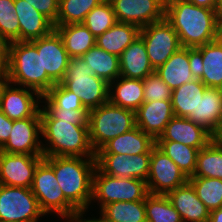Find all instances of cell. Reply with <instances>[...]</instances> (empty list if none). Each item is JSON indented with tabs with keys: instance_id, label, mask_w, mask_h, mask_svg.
<instances>
[{
	"instance_id": "obj_2",
	"label": "cell",
	"mask_w": 222,
	"mask_h": 222,
	"mask_svg": "<svg viewBox=\"0 0 222 222\" xmlns=\"http://www.w3.org/2000/svg\"><path fill=\"white\" fill-rule=\"evenodd\" d=\"M53 168L65 198L79 211L89 209L92 199V178L96 157H44Z\"/></svg>"
},
{
	"instance_id": "obj_6",
	"label": "cell",
	"mask_w": 222,
	"mask_h": 222,
	"mask_svg": "<svg viewBox=\"0 0 222 222\" xmlns=\"http://www.w3.org/2000/svg\"><path fill=\"white\" fill-rule=\"evenodd\" d=\"M60 84L77 95L87 111L108 102L109 84L95 76L81 57L70 58Z\"/></svg>"
},
{
	"instance_id": "obj_49",
	"label": "cell",
	"mask_w": 222,
	"mask_h": 222,
	"mask_svg": "<svg viewBox=\"0 0 222 222\" xmlns=\"http://www.w3.org/2000/svg\"><path fill=\"white\" fill-rule=\"evenodd\" d=\"M208 222H222V207L210 211Z\"/></svg>"
},
{
	"instance_id": "obj_10",
	"label": "cell",
	"mask_w": 222,
	"mask_h": 222,
	"mask_svg": "<svg viewBox=\"0 0 222 222\" xmlns=\"http://www.w3.org/2000/svg\"><path fill=\"white\" fill-rule=\"evenodd\" d=\"M149 61L154 70L162 66L182 45L173 27L165 20L140 28Z\"/></svg>"
},
{
	"instance_id": "obj_22",
	"label": "cell",
	"mask_w": 222,
	"mask_h": 222,
	"mask_svg": "<svg viewBox=\"0 0 222 222\" xmlns=\"http://www.w3.org/2000/svg\"><path fill=\"white\" fill-rule=\"evenodd\" d=\"M119 61L120 76L125 78L143 80L155 72L140 35L122 52Z\"/></svg>"
},
{
	"instance_id": "obj_29",
	"label": "cell",
	"mask_w": 222,
	"mask_h": 222,
	"mask_svg": "<svg viewBox=\"0 0 222 222\" xmlns=\"http://www.w3.org/2000/svg\"><path fill=\"white\" fill-rule=\"evenodd\" d=\"M70 58L81 57L96 45V37L82 24L54 26Z\"/></svg>"
},
{
	"instance_id": "obj_1",
	"label": "cell",
	"mask_w": 222,
	"mask_h": 222,
	"mask_svg": "<svg viewBox=\"0 0 222 222\" xmlns=\"http://www.w3.org/2000/svg\"><path fill=\"white\" fill-rule=\"evenodd\" d=\"M164 18L178 34L182 47L197 48L222 36L216 10L186 0H167Z\"/></svg>"
},
{
	"instance_id": "obj_8",
	"label": "cell",
	"mask_w": 222,
	"mask_h": 222,
	"mask_svg": "<svg viewBox=\"0 0 222 222\" xmlns=\"http://www.w3.org/2000/svg\"><path fill=\"white\" fill-rule=\"evenodd\" d=\"M148 194L144 180L109 176L97 166L93 172L91 203L97 201L100 210L109 203L141 201Z\"/></svg>"
},
{
	"instance_id": "obj_19",
	"label": "cell",
	"mask_w": 222,
	"mask_h": 222,
	"mask_svg": "<svg viewBox=\"0 0 222 222\" xmlns=\"http://www.w3.org/2000/svg\"><path fill=\"white\" fill-rule=\"evenodd\" d=\"M172 101L144 102L136 111V126L157 140L174 117Z\"/></svg>"
},
{
	"instance_id": "obj_20",
	"label": "cell",
	"mask_w": 222,
	"mask_h": 222,
	"mask_svg": "<svg viewBox=\"0 0 222 222\" xmlns=\"http://www.w3.org/2000/svg\"><path fill=\"white\" fill-rule=\"evenodd\" d=\"M183 222H208L210 210L197 197L193 186L187 182L166 194Z\"/></svg>"
},
{
	"instance_id": "obj_16",
	"label": "cell",
	"mask_w": 222,
	"mask_h": 222,
	"mask_svg": "<svg viewBox=\"0 0 222 222\" xmlns=\"http://www.w3.org/2000/svg\"><path fill=\"white\" fill-rule=\"evenodd\" d=\"M40 103L37 92L8 83L2 92L0 110L11 120L40 117Z\"/></svg>"
},
{
	"instance_id": "obj_30",
	"label": "cell",
	"mask_w": 222,
	"mask_h": 222,
	"mask_svg": "<svg viewBox=\"0 0 222 222\" xmlns=\"http://www.w3.org/2000/svg\"><path fill=\"white\" fill-rule=\"evenodd\" d=\"M94 75L105 80L108 84L120 76L119 57L110 54L97 45L81 56Z\"/></svg>"
},
{
	"instance_id": "obj_38",
	"label": "cell",
	"mask_w": 222,
	"mask_h": 222,
	"mask_svg": "<svg viewBox=\"0 0 222 222\" xmlns=\"http://www.w3.org/2000/svg\"><path fill=\"white\" fill-rule=\"evenodd\" d=\"M115 23L117 19L112 5L109 0H104L86 15L82 24L97 38Z\"/></svg>"
},
{
	"instance_id": "obj_28",
	"label": "cell",
	"mask_w": 222,
	"mask_h": 222,
	"mask_svg": "<svg viewBox=\"0 0 222 222\" xmlns=\"http://www.w3.org/2000/svg\"><path fill=\"white\" fill-rule=\"evenodd\" d=\"M140 28L130 23H115L96 38V45L118 57L139 36Z\"/></svg>"
},
{
	"instance_id": "obj_15",
	"label": "cell",
	"mask_w": 222,
	"mask_h": 222,
	"mask_svg": "<svg viewBox=\"0 0 222 222\" xmlns=\"http://www.w3.org/2000/svg\"><path fill=\"white\" fill-rule=\"evenodd\" d=\"M43 155L9 154L0 151V184L31 188L35 170Z\"/></svg>"
},
{
	"instance_id": "obj_14",
	"label": "cell",
	"mask_w": 222,
	"mask_h": 222,
	"mask_svg": "<svg viewBox=\"0 0 222 222\" xmlns=\"http://www.w3.org/2000/svg\"><path fill=\"white\" fill-rule=\"evenodd\" d=\"M41 135V117L13 120L8 140L0 151L9 154L43 155V139H39Z\"/></svg>"
},
{
	"instance_id": "obj_37",
	"label": "cell",
	"mask_w": 222,
	"mask_h": 222,
	"mask_svg": "<svg viewBox=\"0 0 222 222\" xmlns=\"http://www.w3.org/2000/svg\"><path fill=\"white\" fill-rule=\"evenodd\" d=\"M188 182L193 186L197 197L208 210L222 207V180L218 178L189 177Z\"/></svg>"
},
{
	"instance_id": "obj_46",
	"label": "cell",
	"mask_w": 222,
	"mask_h": 222,
	"mask_svg": "<svg viewBox=\"0 0 222 222\" xmlns=\"http://www.w3.org/2000/svg\"><path fill=\"white\" fill-rule=\"evenodd\" d=\"M7 45L0 39V77L7 76Z\"/></svg>"
},
{
	"instance_id": "obj_36",
	"label": "cell",
	"mask_w": 222,
	"mask_h": 222,
	"mask_svg": "<svg viewBox=\"0 0 222 222\" xmlns=\"http://www.w3.org/2000/svg\"><path fill=\"white\" fill-rule=\"evenodd\" d=\"M147 222H183L166 195L148 194L145 198Z\"/></svg>"
},
{
	"instance_id": "obj_52",
	"label": "cell",
	"mask_w": 222,
	"mask_h": 222,
	"mask_svg": "<svg viewBox=\"0 0 222 222\" xmlns=\"http://www.w3.org/2000/svg\"><path fill=\"white\" fill-rule=\"evenodd\" d=\"M217 89L222 92V81H221L220 85L217 87Z\"/></svg>"
},
{
	"instance_id": "obj_44",
	"label": "cell",
	"mask_w": 222,
	"mask_h": 222,
	"mask_svg": "<svg viewBox=\"0 0 222 222\" xmlns=\"http://www.w3.org/2000/svg\"><path fill=\"white\" fill-rule=\"evenodd\" d=\"M188 58L193 77L195 79H200L204 71L201 46L197 48H188Z\"/></svg>"
},
{
	"instance_id": "obj_35",
	"label": "cell",
	"mask_w": 222,
	"mask_h": 222,
	"mask_svg": "<svg viewBox=\"0 0 222 222\" xmlns=\"http://www.w3.org/2000/svg\"><path fill=\"white\" fill-rule=\"evenodd\" d=\"M104 0H59V12L54 26L83 23L86 15Z\"/></svg>"
},
{
	"instance_id": "obj_7",
	"label": "cell",
	"mask_w": 222,
	"mask_h": 222,
	"mask_svg": "<svg viewBox=\"0 0 222 222\" xmlns=\"http://www.w3.org/2000/svg\"><path fill=\"white\" fill-rule=\"evenodd\" d=\"M31 191L45 215L52 213L73 221L79 211L65 198L57 183L53 168L43 159L37 166Z\"/></svg>"
},
{
	"instance_id": "obj_32",
	"label": "cell",
	"mask_w": 222,
	"mask_h": 222,
	"mask_svg": "<svg viewBox=\"0 0 222 222\" xmlns=\"http://www.w3.org/2000/svg\"><path fill=\"white\" fill-rule=\"evenodd\" d=\"M203 75L200 81L208 88H217L222 81V36L201 46Z\"/></svg>"
},
{
	"instance_id": "obj_12",
	"label": "cell",
	"mask_w": 222,
	"mask_h": 222,
	"mask_svg": "<svg viewBox=\"0 0 222 222\" xmlns=\"http://www.w3.org/2000/svg\"><path fill=\"white\" fill-rule=\"evenodd\" d=\"M150 157L151 153L131 156L114 153H96V166L109 176L147 181Z\"/></svg>"
},
{
	"instance_id": "obj_24",
	"label": "cell",
	"mask_w": 222,
	"mask_h": 222,
	"mask_svg": "<svg viewBox=\"0 0 222 222\" xmlns=\"http://www.w3.org/2000/svg\"><path fill=\"white\" fill-rule=\"evenodd\" d=\"M155 146L156 140L136 126L128 132L111 139L96 153H114L131 156L151 153Z\"/></svg>"
},
{
	"instance_id": "obj_3",
	"label": "cell",
	"mask_w": 222,
	"mask_h": 222,
	"mask_svg": "<svg viewBox=\"0 0 222 222\" xmlns=\"http://www.w3.org/2000/svg\"><path fill=\"white\" fill-rule=\"evenodd\" d=\"M7 77L9 83L31 89L41 97L56 84L43 72L41 52L27 41L8 43Z\"/></svg>"
},
{
	"instance_id": "obj_43",
	"label": "cell",
	"mask_w": 222,
	"mask_h": 222,
	"mask_svg": "<svg viewBox=\"0 0 222 222\" xmlns=\"http://www.w3.org/2000/svg\"><path fill=\"white\" fill-rule=\"evenodd\" d=\"M38 12L47 17L53 24L56 23L59 12V0H24Z\"/></svg>"
},
{
	"instance_id": "obj_23",
	"label": "cell",
	"mask_w": 222,
	"mask_h": 222,
	"mask_svg": "<svg viewBox=\"0 0 222 222\" xmlns=\"http://www.w3.org/2000/svg\"><path fill=\"white\" fill-rule=\"evenodd\" d=\"M206 87L200 79H194L172 90V108L175 116L185 117L198 124V105Z\"/></svg>"
},
{
	"instance_id": "obj_31",
	"label": "cell",
	"mask_w": 222,
	"mask_h": 222,
	"mask_svg": "<svg viewBox=\"0 0 222 222\" xmlns=\"http://www.w3.org/2000/svg\"><path fill=\"white\" fill-rule=\"evenodd\" d=\"M191 177L222 180V138H213L197 155L196 169Z\"/></svg>"
},
{
	"instance_id": "obj_21",
	"label": "cell",
	"mask_w": 222,
	"mask_h": 222,
	"mask_svg": "<svg viewBox=\"0 0 222 222\" xmlns=\"http://www.w3.org/2000/svg\"><path fill=\"white\" fill-rule=\"evenodd\" d=\"M14 5L19 19L20 41L30 42L47 36L54 30V24L28 2L15 0Z\"/></svg>"
},
{
	"instance_id": "obj_27",
	"label": "cell",
	"mask_w": 222,
	"mask_h": 222,
	"mask_svg": "<svg viewBox=\"0 0 222 222\" xmlns=\"http://www.w3.org/2000/svg\"><path fill=\"white\" fill-rule=\"evenodd\" d=\"M155 73L172 90L194 80L188 58V48L181 47L162 66L158 67Z\"/></svg>"
},
{
	"instance_id": "obj_40",
	"label": "cell",
	"mask_w": 222,
	"mask_h": 222,
	"mask_svg": "<svg viewBox=\"0 0 222 222\" xmlns=\"http://www.w3.org/2000/svg\"><path fill=\"white\" fill-rule=\"evenodd\" d=\"M41 100H43L41 103L45 104L42 108L40 107L41 119H63L73 125L89 126L87 110H57L44 96Z\"/></svg>"
},
{
	"instance_id": "obj_45",
	"label": "cell",
	"mask_w": 222,
	"mask_h": 222,
	"mask_svg": "<svg viewBox=\"0 0 222 222\" xmlns=\"http://www.w3.org/2000/svg\"><path fill=\"white\" fill-rule=\"evenodd\" d=\"M13 120L8 118L0 110V149L5 145L8 140L9 134L12 130Z\"/></svg>"
},
{
	"instance_id": "obj_25",
	"label": "cell",
	"mask_w": 222,
	"mask_h": 222,
	"mask_svg": "<svg viewBox=\"0 0 222 222\" xmlns=\"http://www.w3.org/2000/svg\"><path fill=\"white\" fill-rule=\"evenodd\" d=\"M198 125L214 138H222V92L207 88L198 105Z\"/></svg>"
},
{
	"instance_id": "obj_5",
	"label": "cell",
	"mask_w": 222,
	"mask_h": 222,
	"mask_svg": "<svg viewBox=\"0 0 222 222\" xmlns=\"http://www.w3.org/2000/svg\"><path fill=\"white\" fill-rule=\"evenodd\" d=\"M89 139L98 152L107 142L136 127L135 112L109 101L88 111Z\"/></svg>"
},
{
	"instance_id": "obj_34",
	"label": "cell",
	"mask_w": 222,
	"mask_h": 222,
	"mask_svg": "<svg viewBox=\"0 0 222 222\" xmlns=\"http://www.w3.org/2000/svg\"><path fill=\"white\" fill-rule=\"evenodd\" d=\"M156 146L171 158L188 178L193 176L196 169L198 148L176 141H156Z\"/></svg>"
},
{
	"instance_id": "obj_51",
	"label": "cell",
	"mask_w": 222,
	"mask_h": 222,
	"mask_svg": "<svg viewBox=\"0 0 222 222\" xmlns=\"http://www.w3.org/2000/svg\"><path fill=\"white\" fill-rule=\"evenodd\" d=\"M216 13H217V19H218L219 25L222 28V0H219Z\"/></svg>"
},
{
	"instance_id": "obj_17",
	"label": "cell",
	"mask_w": 222,
	"mask_h": 222,
	"mask_svg": "<svg viewBox=\"0 0 222 222\" xmlns=\"http://www.w3.org/2000/svg\"><path fill=\"white\" fill-rule=\"evenodd\" d=\"M41 52L43 72L55 82L63 79L70 62L60 35L53 30L49 35L30 41Z\"/></svg>"
},
{
	"instance_id": "obj_50",
	"label": "cell",
	"mask_w": 222,
	"mask_h": 222,
	"mask_svg": "<svg viewBox=\"0 0 222 222\" xmlns=\"http://www.w3.org/2000/svg\"><path fill=\"white\" fill-rule=\"evenodd\" d=\"M8 83L9 79L7 76L0 77V102H1L2 92Z\"/></svg>"
},
{
	"instance_id": "obj_42",
	"label": "cell",
	"mask_w": 222,
	"mask_h": 222,
	"mask_svg": "<svg viewBox=\"0 0 222 222\" xmlns=\"http://www.w3.org/2000/svg\"><path fill=\"white\" fill-rule=\"evenodd\" d=\"M142 81L144 84V102L171 101L172 89L155 72Z\"/></svg>"
},
{
	"instance_id": "obj_11",
	"label": "cell",
	"mask_w": 222,
	"mask_h": 222,
	"mask_svg": "<svg viewBox=\"0 0 222 222\" xmlns=\"http://www.w3.org/2000/svg\"><path fill=\"white\" fill-rule=\"evenodd\" d=\"M188 177L161 149L155 146L151 150L149 175L146 181L150 194L166 195L183 186Z\"/></svg>"
},
{
	"instance_id": "obj_48",
	"label": "cell",
	"mask_w": 222,
	"mask_h": 222,
	"mask_svg": "<svg viewBox=\"0 0 222 222\" xmlns=\"http://www.w3.org/2000/svg\"><path fill=\"white\" fill-rule=\"evenodd\" d=\"M85 212L86 211H81V212H79L77 215H76V217H75V219L73 220V222H109V221H107L104 217H102L101 215H100V217L99 218H96V217H92V218H89V219H85L84 218V216H86V215H83V214H85ZM84 218V219H83Z\"/></svg>"
},
{
	"instance_id": "obj_26",
	"label": "cell",
	"mask_w": 222,
	"mask_h": 222,
	"mask_svg": "<svg viewBox=\"0 0 222 222\" xmlns=\"http://www.w3.org/2000/svg\"><path fill=\"white\" fill-rule=\"evenodd\" d=\"M108 101L135 112L144 103L143 81L119 76L109 84Z\"/></svg>"
},
{
	"instance_id": "obj_39",
	"label": "cell",
	"mask_w": 222,
	"mask_h": 222,
	"mask_svg": "<svg viewBox=\"0 0 222 222\" xmlns=\"http://www.w3.org/2000/svg\"><path fill=\"white\" fill-rule=\"evenodd\" d=\"M15 0H0V39L5 43L20 41V26Z\"/></svg>"
},
{
	"instance_id": "obj_41",
	"label": "cell",
	"mask_w": 222,
	"mask_h": 222,
	"mask_svg": "<svg viewBox=\"0 0 222 222\" xmlns=\"http://www.w3.org/2000/svg\"><path fill=\"white\" fill-rule=\"evenodd\" d=\"M44 97L57 109V110H86L82 105L79 97L67 90L60 83H56Z\"/></svg>"
},
{
	"instance_id": "obj_4",
	"label": "cell",
	"mask_w": 222,
	"mask_h": 222,
	"mask_svg": "<svg viewBox=\"0 0 222 222\" xmlns=\"http://www.w3.org/2000/svg\"><path fill=\"white\" fill-rule=\"evenodd\" d=\"M44 157H96L89 139V126H77L61 119H41ZM47 142V143H46Z\"/></svg>"
},
{
	"instance_id": "obj_13",
	"label": "cell",
	"mask_w": 222,
	"mask_h": 222,
	"mask_svg": "<svg viewBox=\"0 0 222 222\" xmlns=\"http://www.w3.org/2000/svg\"><path fill=\"white\" fill-rule=\"evenodd\" d=\"M117 22L130 23L143 28L164 19L163 0H109Z\"/></svg>"
},
{
	"instance_id": "obj_9",
	"label": "cell",
	"mask_w": 222,
	"mask_h": 222,
	"mask_svg": "<svg viewBox=\"0 0 222 222\" xmlns=\"http://www.w3.org/2000/svg\"><path fill=\"white\" fill-rule=\"evenodd\" d=\"M45 216L30 188L0 184V222H38Z\"/></svg>"
},
{
	"instance_id": "obj_33",
	"label": "cell",
	"mask_w": 222,
	"mask_h": 222,
	"mask_svg": "<svg viewBox=\"0 0 222 222\" xmlns=\"http://www.w3.org/2000/svg\"><path fill=\"white\" fill-rule=\"evenodd\" d=\"M99 214L109 222H147L145 199L109 203L99 211Z\"/></svg>"
},
{
	"instance_id": "obj_47",
	"label": "cell",
	"mask_w": 222,
	"mask_h": 222,
	"mask_svg": "<svg viewBox=\"0 0 222 222\" xmlns=\"http://www.w3.org/2000/svg\"><path fill=\"white\" fill-rule=\"evenodd\" d=\"M189 3L195 4L197 6L206 7L209 9L216 10L219 0H186Z\"/></svg>"
},
{
	"instance_id": "obj_18",
	"label": "cell",
	"mask_w": 222,
	"mask_h": 222,
	"mask_svg": "<svg viewBox=\"0 0 222 222\" xmlns=\"http://www.w3.org/2000/svg\"><path fill=\"white\" fill-rule=\"evenodd\" d=\"M213 138L202 126L188 118L174 116L156 141H176L200 150Z\"/></svg>"
}]
</instances>
